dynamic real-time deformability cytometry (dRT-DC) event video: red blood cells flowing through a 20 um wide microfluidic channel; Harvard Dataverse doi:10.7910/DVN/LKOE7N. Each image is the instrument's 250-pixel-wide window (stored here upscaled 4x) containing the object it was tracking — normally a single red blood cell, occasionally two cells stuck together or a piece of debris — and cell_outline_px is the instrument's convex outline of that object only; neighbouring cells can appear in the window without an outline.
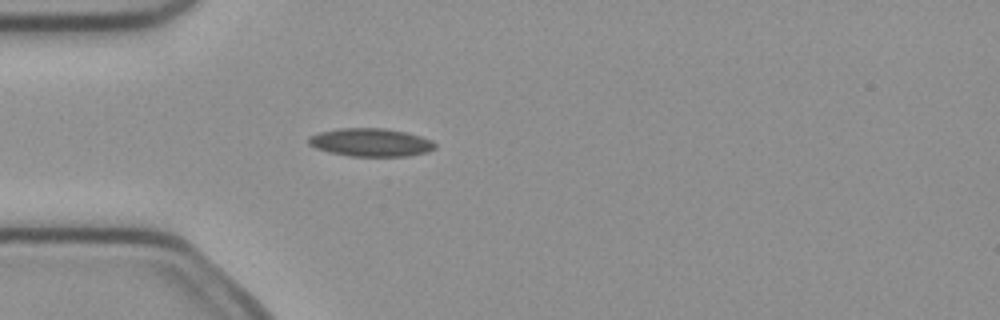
{"species": "common noctule bat (a hibernating species)", "species_latin": "Nyctalus noctula", "temperature_condition": "cold", "stored_images_in_passage": 4, "camera_frame_rate_fps": 3000, "um_per_image_px": 0.085, "animal": {"sex": "female", "body_mass_g": 21.9}, "frame": {"image": 1, "passage_image": 4, "time_ms": 1.0, "image_size_px": [1000, 320], "cell_outline_px": [[436, 148], [428, 152], [408, 156], [348, 156], [328, 152], [316, 148], [308, 144], [308, 136], [320, 132], [340, 128], [384, 128], [408, 132], [432, 140], [436, 144]], "centroid_in_image_um": [31.52, 12.1], "position_along_channel_um": 53.5, "area_um2": 20.92}}